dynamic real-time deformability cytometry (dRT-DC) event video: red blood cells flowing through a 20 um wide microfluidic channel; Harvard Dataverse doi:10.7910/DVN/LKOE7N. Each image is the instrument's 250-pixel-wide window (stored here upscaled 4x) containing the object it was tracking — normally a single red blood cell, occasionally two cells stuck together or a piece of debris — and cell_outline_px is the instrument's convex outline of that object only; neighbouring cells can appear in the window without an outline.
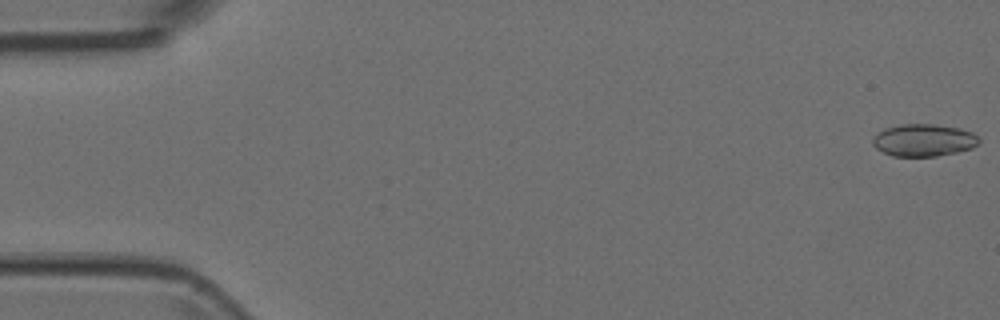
{"species": "Egyptian fruit bat (a non-hibernating species)", "species_latin": "Rousettus aegyptiacus", "temperature_condition": "room temperature", "stored_images_in_passage": 7, "camera_frame_rate_fps": 3000, "um_per_image_px": 0.085, "animal": {"sex": "female"}, "frame": {"image": 1, "passage_image": 1, "time_ms": 0.0, "image_size_px": [1000, 320], "cell_outline_px": [[980, 140], [972, 148], [956, 152], [936, 156], [892, 156], [876, 148], [872, 144], [872, 136], [884, 128], [900, 124], [936, 124], [960, 128], [972, 132], [980, 136]], "centroid_in_image_um": [78.5, 11.9], "position_along_channel_um": 6.5, "area_um2": 20.17}}
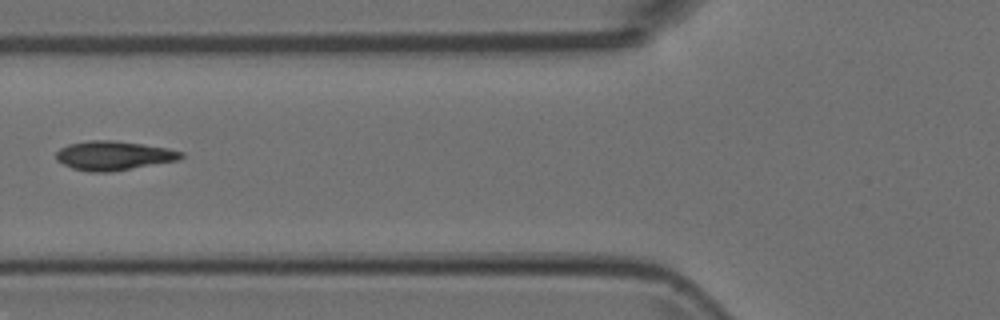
{"frame": {"image": 2, "passage_image": 6, "time_ms": 1.667, "image_size_px": [1000, 320], "cell_outline_px": [[184, 156], [180, 160], [108, 172], [88, 172], [72, 168], [56, 160], [56, 152], [60, 148], [68, 144], [88, 140], [112, 140], [144, 144], [168, 148], [184, 152]], "centroid_in_image_um": [9.66, 13.22], "position_along_channel_um": 116.1, "area_um2": 21.33}}
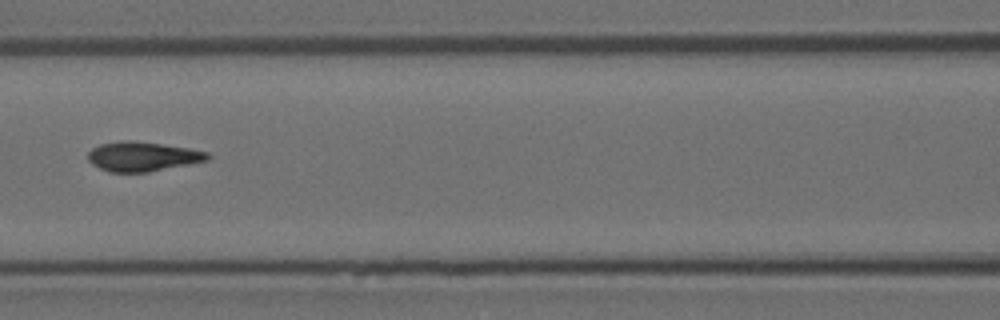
{"frame": {"image": 3, "passage_image": 7, "time_ms": 2.0, "image_size_px": [1000, 320], "cell_outline_px": [[212, 156], [208, 160], [148, 172], [108, 172], [92, 164], [88, 160], [88, 152], [92, 148], [100, 144], [120, 140], [132, 140], [188, 148], [208, 152]], "centroid_in_image_um": [12.09, 13.3], "position_along_channel_um": 154.5, "area_um2": 20.52}}